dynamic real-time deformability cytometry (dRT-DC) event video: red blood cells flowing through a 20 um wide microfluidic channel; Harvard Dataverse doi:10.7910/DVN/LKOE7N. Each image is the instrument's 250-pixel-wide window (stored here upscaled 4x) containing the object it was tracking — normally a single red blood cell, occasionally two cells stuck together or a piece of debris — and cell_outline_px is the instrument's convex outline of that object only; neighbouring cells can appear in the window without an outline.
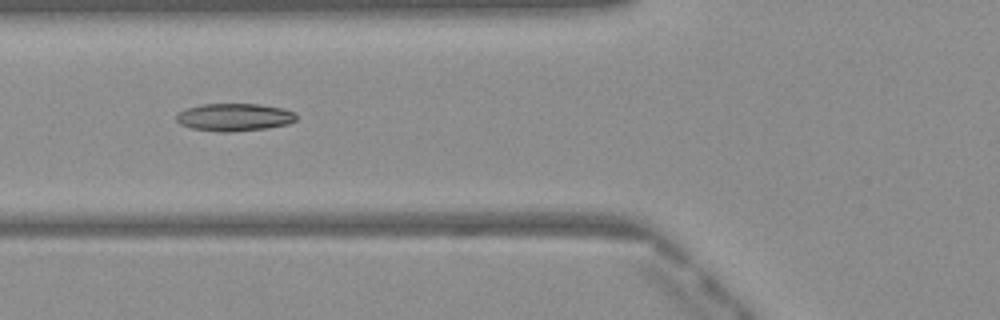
{"species": "Egyptian fruit bat (a non-hibernating species)", "species_latin": "Rousettus aegyptiacus", "temperature_condition": "warm", "stored_images_in_passage": 49, "camera_frame_rate_fps": 3000, "um_per_image_px": 0.085, "frame": {"image": 1, "passage_image": 18, "time_ms": 5.667, "image_size_px": [1000, 320], "cell_outline_px": [[296, 120], [288, 124], [268, 128], [232, 132], [220, 132], [192, 128], [180, 124], [176, 120], [176, 116], [180, 112], [188, 108], [200, 104], [260, 104], [280, 108], [296, 112]], "centroid_in_image_um": [19.94, 9.96], "position_along_channel_um": 105.9, "area_um2": 19.31}}
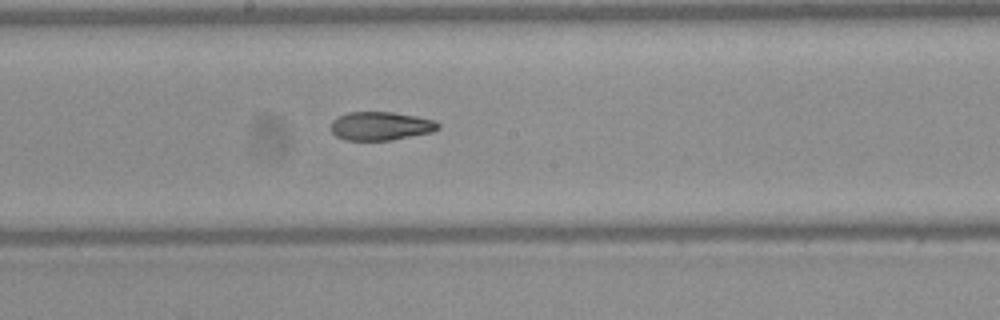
{"frame": {"image": 2, "passage_image": 26, "time_ms": 8.333, "image_size_px": [1000, 320], "cell_outline_px": [[440, 128], [432, 132], [392, 140], [344, 140], [336, 136], [332, 132], [332, 120], [336, 116], [348, 112], [392, 112], [416, 116], [436, 120], [440, 124]], "centroid_in_image_um": [32.37, 10.7], "position_along_channel_um": 215.8, "area_um2": 17.98}}
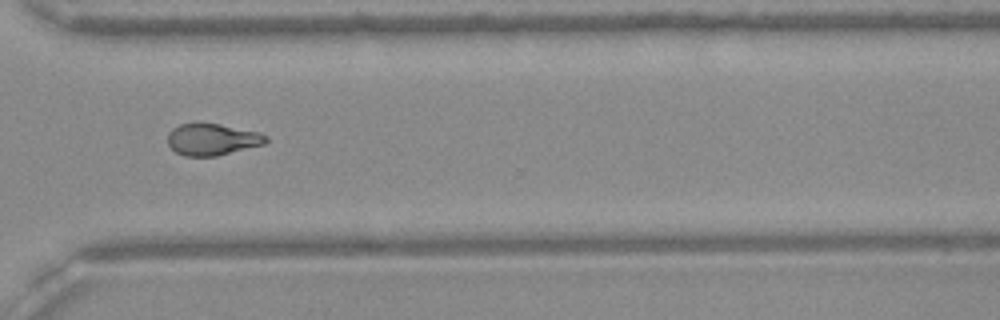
{"frame": {"image": 3, "passage_image": 36, "time_ms": 11.667, "image_size_px": [1000, 320], "cell_outline_px": [[268, 140], [264, 144], [216, 156], [184, 156], [176, 152], [168, 144], [168, 132], [172, 128], [180, 124], [220, 124], [260, 132], [268, 136]], "centroid_in_image_um": [18.05, 11.85], "position_along_channel_um": 352.6, "area_um2": 18.03}, "authors_computed_cell_mechanics": {"area_um2": 18.9584, "velocity_mm_per_s": 4.1021, "shape_relaxation_time_tau1_ms": null, "shape_relaxation_time_tau2_ms": 2.8371, "deformation_change_tau1": null, "deformation_change_tau2": 0.1084}}